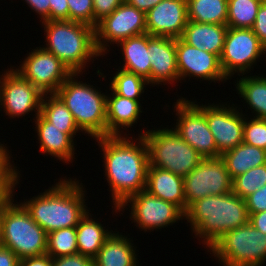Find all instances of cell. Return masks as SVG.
<instances>
[{"label":"cell","instance_id":"ba28073f","mask_svg":"<svg viewBox=\"0 0 266 266\" xmlns=\"http://www.w3.org/2000/svg\"><path fill=\"white\" fill-rule=\"evenodd\" d=\"M207 251L222 266H264L266 235L248 222L226 232Z\"/></svg>","mask_w":266,"mask_h":266},{"label":"cell","instance_id":"ac0fdd59","mask_svg":"<svg viewBox=\"0 0 266 266\" xmlns=\"http://www.w3.org/2000/svg\"><path fill=\"white\" fill-rule=\"evenodd\" d=\"M187 22V0H162L146 13V30L151 36L181 38Z\"/></svg>","mask_w":266,"mask_h":266},{"label":"cell","instance_id":"f907efd6","mask_svg":"<svg viewBox=\"0 0 266 266\" xmlns=\"http://www.w3.org/2000/svg\"><path fill=\"white\" fill-rule=\"evenodd\" d=\"M3 208H4V205H0V218H1V214H2Z\"/></svg>","mask_w":266,"mask_h":266},{"label":"cell","instance_id":"44dd1931","mask_svg":"<svg viewBox=\"0 0 266 266\" xmlns=\"http://www.w3.org/2000/svg\"><path fill=\"white\" fill-rule=\"evenodd\" d=\"M111 95L106 96V122L107 136L131 135L129 131L124 133L129 127L132 128L143 113L141 100H132L115 94L110 88ZM123 129V130H122Z\"/></svg>","mask_w":266,"mask_h":266},{"label":"cell","instance_id":"8d00e7d4","mask_svg":"<svg viewBox=\"0 0 266 266\" xmlns=\"http://www.w3.org/2000/svg\"><path fill=\"white\" fill-rule=\"evenodd\" d=\"M69 20L93 27V0H67Z\"/></svg>","mask_w":266,"mask_h":266},{"label":"cell","instance_id":"2e32d148","mask_svg":"<svg viewBox=\"0 0 266 266\" xmlns=\"http://www.w3.org/2000/svg\"><path fill=\"white\" fill-rule=\"evenodd\" d=\"M228 102L220 105L214 102L206 105L205 102V117L217 146V157L243 142L244 119L248 114L243 113L238 105Z\"/></svg>","mask_w":266,"mask_h":266},{"label":"cell","instance_id":"ffe728a7","mask_svg":"<svg viewBox=\"0 0 266 266\" xmlns=\"http://www.w3.org/2000/svg\"><path fill=\"white\" fill-rule=\"evenodd\" d=\"M33 120L41 154L57 158L56 161H63L66 165L73 163L75 154H77L75 153V146H77L75 143L77 142L67 133L62 132V129L48 122L41 114Z\"/></svg>","mask_w":266,"mask_h":266},{"label":"cell","instance_id":"d6986e66","mask_svg":"<svg viewBox=\"0 0 266 266\" xmlns=\"http://www.w3.org/2000/svg\"><path fill=\"white\" fill-rule=\"evenodd\" d=\"M148 50L151 58L149 86L158 87L167 84L174 86L175 83H179L176 39L148 34Z\"/></svg>","mask_w":266,"mask_h":266},{"label":"cell","instance_id":"681fc988","mask_svg":"<svg viewBox=\"0 0 266 266\" xmlns=\"http://www.w3.org/2000/svg\"><path fill=\"white\" fill-rule=\"evenodd\" d=\"M0 111H2V92H1V85H0Z\"/></svg>","mask_w":266,"mask_h":266},{"label":"cell","instance_id":"9c48e42d","mask_svg":"<svg viewBox=\"0 0 266 266\" xmlns=\"http://www.w3.org/2000/svg\"><path fill=\"white\" fill-rule=\"evenodd\" d=\"M112 208L113 214L119 212V216L128 209L131 223L134 222V225L136 224L135 226L145 233L154 229L158 231L157 229L161 230L185 220V213L177 205L155 197L146 190L129 196L119 207L112 206Z\"/></svg>","mask_w":266,"mask_h":266},{"label":"cell","instance_id":"5bb4252c","mask_svg":"<svg viewBox=\"0 0 266 266\" xmlns=\"http://www.w3.org/2000/svg\"><path fill=\"white\" fill-rule=\"evenodd\" d=\"M33 50V51H32ZM16 70L25 80L37 87L43 94L55 93L73 74L55 55L41 46L32 49Z\"/></svg>","mask_w":266,"mask_h":266},{"label":"cell","instance_id":"4fadbf2b","mask_svg":"<svg viewBox=\"0 0 266 266\" xmlns=\"http://www.w3.org/2000/svg\"><path fill=\"white\" fill-rule=\"evenodd\" d=\"M233 191L231 178L222 158H203L184 177L186 210L193 203L209 195H221Z\"/></svg>","mask_w":266,"mask_h":266},{"label":"cell","instance_id":"836d02e7","mask_svg":"<svg viewBox=\"0 0 266 266\" xmlns=\"http://www.w3.org/2000/svg\"><path fill=\"white\" fill-rule=\"evenodd\" d=\"M266 184V164L251 168L233 179V193L242 199Z\"/></svg>","mask_w":266,"mask_h":266},{"label":"cell","instance_id":"f546056e","mask_svg":"<svg viewBox=\"0 0 266 266\" xmlns=\"http://www.w3.org/2000/svg\"><path fill=\"white\" fill-rule=\"evenodd\" d=\"M228 0H187L188 21L227 25Z\"/></svg>","mask_w":266,"mask_h":266},{"label":"cell","instance_id":"8992f818","mask_svg":"<svg viewBox=\"0 0 266 266\" xmlns=\"http://www.w3.org/2000/svg\"><path fill=\"white\" fill-rule=\"evenodd\" d=\"M14 200L13 196L1 214V245L11 249L19 259L46 254V231L31 218L20 201Z\"/></svg>","mask_w":266,"mask_h":266},{"label":"cell","instance_id":"c3c4849f","mask_svg":"<svg viewBox=\"0 0 266 266\" xmlns=\"http://www.w3.org/2000/svg\"><path fill=\"white\" fill-rule=\"evenodd\" d=\"M15 194L10 193L1 183H0V205H5Z\"/></svg>","mask_w":266,"mask_h":266},{"label":"cell","instance_id":"60d3db41","mask_svg":"<svg viewBox=\"0 0 266 266\" xmlns=\"http://www.w3.org/2000/svg\"><path fill=\"white\" fill-rule=\"evenodd\" d=\"M252 31L258 37L260 43L266 48V5L264 3L258 9Z\"/></svg>","mask_w":266,"mask_h":266},{"label":"cell","instance_id":"7c38bea8","mask_svg":"<svg viewBox=\"0 0 266 266\" xmlns=\"http://www.w3.org/2000/svg\"><path fill=\"white\" fill-rule=\"evenodd\" d=\"M145 33H147L146 14L124 1L110 15L97 23L96 48L104 57L110 52V45H117L124 39Z\"/></svg>","mask_w":266,"mask_h":266},{"label":"cell","instance_id":"f1b7e54d","mask_svg":"<svg viewBox=\"0 0 266 266\" xmlns=\"http://www.w3.org/2000/svg\"><path fill=\"white\" fill-rule=\"evenodd\" d=\"M40 114L73 140L77 133H81L72 113L55 93L43 95Z\"/></svg>","mask_w":266,"mask_h":266},{"label":"cell","instance_id":"8fae6325","mask_svg":"<svg viewBox=\"0 0 266 266\" xmlns=\"http://www.w3.org/2000/svg\"><path fill=\"white\" fill-rule=\"evenodd\" d=\"M265 55L266 48L252 29L228 27L220 57L221 69L228 80H231L234 74H251L254 65L260 62V58H266Z\"/></svg>","mask_w":266,"mask_h":266},{"label":"cell","instance_id":"d6a6232c","mask_svg":"<svg viewBox=\"0 0 266 266\" xmlns=\"http://www.w3.org/2000/svg\"><path fill=\"white\" fill-rule=\"evenodd\" d=\"M78 253L76 227L62 228L47 234V250L51 258Z\"/></svg>","mask_w":266,"mask_h":266},{"label":"cell","instance_id":"b9f144b4","mask_svg":"<svg viewBox=\"0 0 266 266\" xmlns=\"http://www.w3.org/2000/svg\"><path fill=\"white\" fill-rule=\"evenodd\" d=\"M50 1V21L69 20V7L67 0Z\"/></svg>","mask_w":266,"mask_h":266},{"label":"cell","instance_id":"e575fe53","mask_svg":"<svg viewBox=\"0 0 266 266\" xmlns=\"http://www.w3.org/2000/svg\"><path fill=\"white\" fill-rule=\"evenodd\" d=\"M5 143L0 142V183L10 192L18 186L20 180V171L15 166L14 161L11 160L12 156ZM8 149V150H7ZM12 161V162H11ZM17 185V186H16Z\"/></svg>","mask_w":266,"mask_h":266},{"label":"cell","instance_id":"74e56055","mask_svg":"<svg viewBox=\"0 0 266 266\" xmlns=\"http://www.w3.org/2000/svg\"><path fill=\"white\" fill-rule=\"evenodd\" d=\"M125 0H93V28L104 17L110 15Z\"/></svg>","mask_w":266,"mask_h":266},{"label":"cell","instance_id":"d590c367","mask_svg":"<svg viewBox=\"0 0 266 266\" xmlns=\"http://www.w3.org/2000/svg\"><path fill=\"white\" fill-rule=\"evenodd\" d=\"M250 116L244 119L243 142L266 150V119Z\"/></svg>","mask_w":266,"mask_h":266},{"label":"cell","instance_id":"3957f363","mask_svg":"<svg viewBox=\"0 0 266 266\" xmlns=\"http://www.w3.org/2000/svg\"><path fill=\"white\" fill-rule=\"evenodd\" d=\"M185 220L190 223L192 235L208 250L226 232L247 224L249 215L245 199L230 192L193 202L185 212Z\"/></svg>","mask_w":266,"mask_h":266},{"label":"cell","instance_id":"83f0119b","mask_svg":"<svg viewBox=\"0 0 266 266\" xmlns=\"http://www.w3.org/2000/svg\"><path fill=\"white\" fill-rule=\"evenodd\" d=\"M239 77L235 80L236 92L245 101L247 110H251L253 118L266 119V76L250 74Z\"/></svg>","mask_w":266,"mask_h":266},{"label":"cell","instance_id":"4316f807","mask_svg":"<svg viewBox=\"0 0 266 266\" xmlns=\"http://www.w3.org/2000/svg\"><path fill=\"white\" fill-rule=\"evenodd\" d=\"M232 179L249 169L266 164V150L245 142L220 155Z\"/></svg>","mask_w":266,"mask_h":266},{"label":"cell","instance_id":"7bdbcfd3","mask_svg":"<svg viewBox=\"0 0 266 266\" xmlns=\"http://www.w3.org/2000/svg\"><path fill=\"white\" fill-rule=\"evenodd\" d=\"M31 11H35L40 17V21H50V1L49 0H22Z\"/></svg>","mask_w":266,"mask_h":266},{"label":"cell","instance_id":"f35d334b","mask_svg":"<svg viewBox=\"0 0 266 266\" xmlns=\"http://www.w3.org/2000/svg\"><path fill=\"white\" fill-rule=\"evenodd\" d=\"M248 215L266 211V184L245 198Z\"/></svg>","mask_w":266,"mask_h":266},{"label":"cell","instance_id":"30bf717a","mask_svg":"<svg viewBox=\"0 0 266 266\" xmlns=\"http://www.w3.org/2000/svg\"><path fill=\"white\" fill-rule=\"evenodd\" d=\"M177 116L174 131L203 158L217 157V146L205 117V104L187 100L183 96L172 106Z\"/></svg>","mask_w":266,"mask_h":266},{"label":"cell","instance_id":"f6af8a7d","mask_svg":"<svg viewBox=\"0 0 266 266\" xmlns=\"http://www.w3.org/2000/svg\"><path fill=\"white\" fill-rule=\"evenodd\" d=\"M0 266H20V259L11 249L1 245Z\"/></svg>","mask_w":266,"mask_h":266},{"label":"cell","instance_id":"603a6c76","mask_svg":"<svg viewBox=\"0 0 266 266\" xmlns=\"http://www.w3.org/2000/svg\"><path fill=\"white\" fill-rule=\"evenodd\" d=\"M132 242L128 235L113 232L94 258V266H139L137 247Z\"/></svg>","mask_w":266,"mask_h":266},{"label":"cell","instance_id":"ab89813d","mask_svg":"<svg viewBox=\"0 0 266 266\" xmlns=\"http://www.w3.org/2000/svg\"><path fill=\"white\" fill-rule=\"evenodd\" d=\"M53 266H94V259L77 253L53 258Z\"/></svg>","mask_w":266,"mask_h":266},{"label":"cell","instance_id":"4dcf8cb0","mask_svg":"<svg viewBox=\"0 0 266 266\" xmlns=\"http://www.w3.org/2000/svg\"><path fill=\"white\" fill-rule=\"evenodd\" d=\"M116 70L118 71L113 74L108 87L117 95L132 100H140L141 95L144 94L146 87L149 85L147 80L140 75L120 68Z\"/></svg>","mask_w":266,"mask_h":266},{"label":"cell","instance_id":"484cf974","mask_svg":"<svg viewBox=\"0 0 266 266\" xmlns=\"http://www.w3.org/2000/svg\"><path fill=\"white\" fill-rule=\"evenodd\" d=\"M90 210L80 219L76 226L78 253L95 258L104 242L115 232L104 227L102 222L92 218Z\"/></svg>","mask_w":266,"mask_h":266},{"label":"cell","instance_id":"9a60e30c","mask_svg":"<svg viewBox=\"0 0 266 266\" xmlns=\"http://www.w3.org/2000/svg\"><path fill=\"white\" fill-rule=\"evenodd\" d=\"M2 109L12 119L26 114H40L43 93L28 80H25L14 67L4 70L0 75Z\"/></svg>","mask_w":266,"mask_h":266},{"label":"cell","instance_id":"d4e9b609","mask_svg":"<svg viewBox=\"0 0 266 266\" xmlns=\"http://www.w3.org/2000/svg\"><path fill=\"white\" fill-rule=\"evenodd\" d=\"M124 62L118 68L144 77L150 84L151 58L148 50V33L130 37L117 45Z\"/></svg>","mask_w":266,"mask_h":266},{"label":"cell","instance_id":"ee69618b","mask_svg":"<svg viewBox=\"0 0 266 266\" xmlns=\"http://www.w3.org/2000/svg\"><path fill=\"white\" fill-rule=\"evenodd\" d=\"M20 266H53V258L48 254L20 259Z\"/></svg>","mask_w":266,"mask_h":266},{"label":"cell","instance_id":"1f68e13d","mask_svg":"<svg viewBox=\"0 0 266 266\" xmlns=\"http://www.w3.org/2000/svg\"><path fill=\"white\" fill-rule=\"evenodd\" d=\"M262 0H228L227 26L251 29Z\"/></svg>","mask_w":266,"mask_h":266},{"label":"cell","instance_id":"7a4b0ae2","mask_svg":"<svg viewBox=\"0 0 266 266\" xmlns=\"http://www.w3.org/2000/svg\"><path fill=\"white\" fill-rule=\"evenodd\" d=\"M62 178L40 195L20 202L47 234L62 228L76 227L89 210L83 183L77 178Z\"/></svg>","mask_w":266,"mask_h":266},{"label":"cell","instance_id":"7402d4cb","mask_svg":"<svg viewBox=\"0 0 266 266\" xmlns=\"http://www.w3.org/2000/svg\"><path fill=\"white\" fill-rule=\"evenodd\" d=\"M145 190L160 199L177 205L186 212L184 177L154 166H148Z\"/></svg>","mask_w":266,"mask_h":266},{"label":"cell","instance_id":"e0dca14e","mask_svg":"<svg viewBox=\"0 0 266 266\" xmlns=\"http://www.w3.org/2000/svg\"><path fill=\"white\" fill-rule=\"evenodd\" d=\"M176 59L180 83L186 77H189V80L195 77V80L218 84L228 80L221 69L220 58L217 55L190 46L181 38H176Z\"/></svg>","mask_w":266,"mask_h":266},{"label":"cell","instance_id":"5b68a950","mask_svg":"<svg viewBox=\"0 0 266 266\" xmlns=\"http://www.w3.org/2000/svg\"><path fill=\"white\" fill-rule=\"evenodd\" d=\"M73 73L55 92L72 113L79 130L91 139L107 136L106 96L98 86L81 80ZM78 78V79H77ZM98 87V88H96ZM99 89V90H98Z\"/></svg>","mask_w":266,"mask_h":266},{"label":"cell","instance_id":"7dc6e473","mask_svg":"<svg viewBox=\"0 0 266 266\" xmlns=\"http://www.w3.org/2000/svg\"><path fill=\"white\" fill-rule=\"evenodd\" d=\"M125 1L146 14L149 10H151L162 0H125Z\"/></svg>","mask_w":266,"mask_h":266},{"label":"cell","instance_id":"cb8c5ba5","mask_svg":"<svg viewBox=\"0 0 266 266\" xmlns=\"http://www.w3.org/2000/svg\"><path fill=\"white\" fill-rule=\"evenodd\" d=\"M227 29V25L188 21L181 39L190 46L214 53L220 58Z\"/></svg>","mask_w":266,"mask_h":266},{"label":"cell","instance_id":"52a82bcc","mask_svg":"<svg viewBox=\"0 0 266 266\" xmlns=\"http://www.w3.org/2000/svg\"><path fill=\"white\" fill-rule=\"evenodd\" d=\"M154 129V130H153ZM140 131L147 143L149 165L185 177L203 157L171 127Z\"/></svg>","mask_w":266,"mask_h":266},{"label":"cell","instance_id":"6da1fadb","mask_svg":"<svg viewBox=\"0 0 266 266\" xmlns=\"http://www.w3.org/2000/svg\"><path fill=\"white\" fill-rule=\"evenodd\" d=\"M133 138L122 135L94 139L103 152L104 177H107L114 207H119L129 196L144 191L146 187L148 146L142 135Z\"/></svg>","mask_w":266,"mask_h":266},{"label":"cell","instance_id":"bcb514c9","mask_svg":"<svg viewBox=\"0 0 266 266\" xmlns=\"http://www.w3.org/2000/svg\"><path fill=\"white\" fill-rule=\"evenodd\" d=\"M249 222L262 234L266 235V211L251 214L249 216Z\"/></svg>","mask_w":266,"mask_h":266},{"label":"cell","instance_id":"277c9868","mask_svg":"<svg viewBox=\"0 0 266 266\" xmlns=\"http://www.w3.org/2000/svg\"><path fill=\"white\" fill-rule=\"evenodd\" d=\"M41 25L46 35L42 48L55 55L72 73L84 74L89 62L103 57L96 48L95 28L71 20L42 21Z\"/></svg>","mask_w":266,"mask_h":266}]
</instances>
